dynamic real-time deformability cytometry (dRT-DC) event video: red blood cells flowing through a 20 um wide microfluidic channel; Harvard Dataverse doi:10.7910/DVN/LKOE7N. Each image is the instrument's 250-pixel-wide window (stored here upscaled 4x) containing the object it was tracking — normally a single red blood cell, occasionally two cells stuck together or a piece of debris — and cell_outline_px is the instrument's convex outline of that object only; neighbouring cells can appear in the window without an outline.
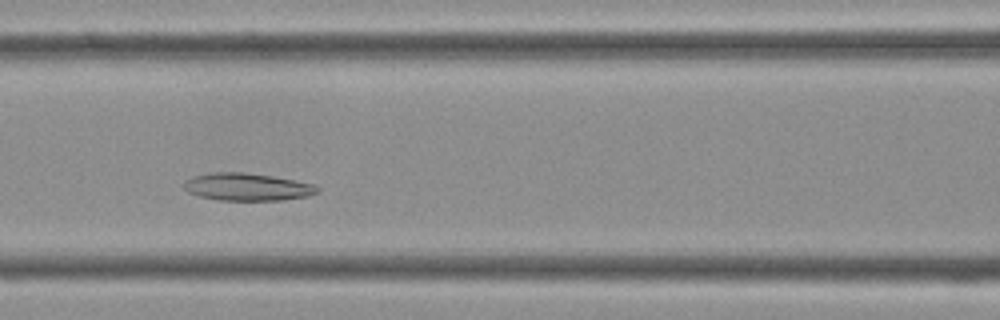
{"species": "Egyptian fruit bat (a non-hibernating species)", "species_latin": "Rousettus aegyptiacus", "temperature_condition": "cold", "stored_images_in_passage": 33, "camera_frame_rate_fps": 3000, "um_per_image_px": 0.085, "frame": {"image": 1, "passage_image": 9, "time_ms": 2.667, "image_size_px": [1000, 320], "cell_outline_px": [[320, 192], [308, 196], [284, 200], [220, 200], [200, 196], [188, 192], [184, 188], [184, 180], [192, 176], [212, 172], [244, 172], [272, 176], [316, 184], [320, 188]], "centroid_in_image_um": [21.04, 15.88], "position_along_channel_um": 145.6, "area_um2": 21.56}}
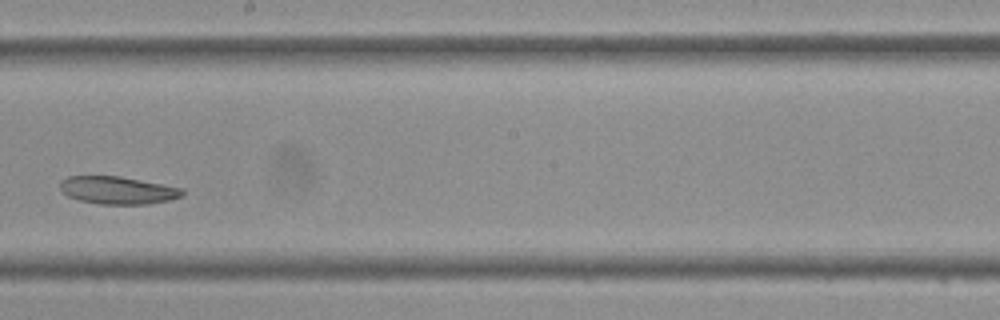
{"frame": {"image": 2, "passage_image": 15, "time_ms": 4.667, "image_size_px": [1000, 320], "cell_outline_px": [[184, 196], [172, 200], [148, 204], [100, 204], [80, 200], [68, 196], [60, 192], [60, 180], [68, 176], [120, 176], [184, 188]], "centroid_in_image_um": [10.03, 16.17], "position_along_channel_um": 238.2, "area_um2": 19.94}}
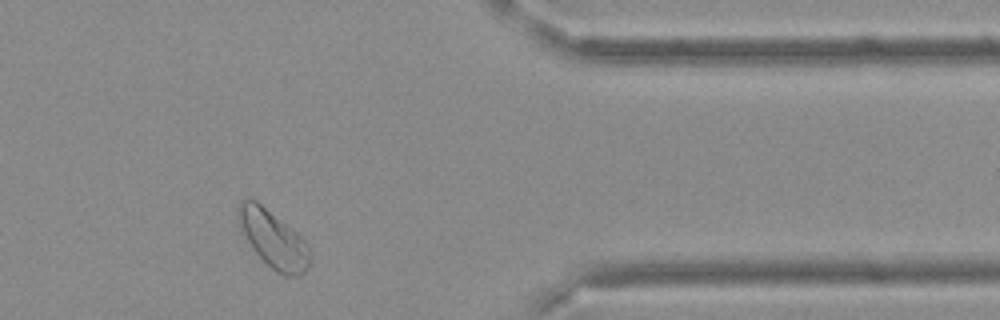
{"frame": {"image": 3, "passage_image": 26, "time_ms": 8.333, "image_size_px": [1000, 320], "cell_outline_px": [[312, 260], [308, 268], [300, 276], [284, 276], [276, 272], [252, 248], [240, 232], [236, 216], [236, 208], [240, 200], [252, 196], [296, 232], [308, 244], [312, 252]], "centroid_in_image_um": [23.2, 20.29], "position_along_channel_um": 388.2, "area_um2": 24.57}}